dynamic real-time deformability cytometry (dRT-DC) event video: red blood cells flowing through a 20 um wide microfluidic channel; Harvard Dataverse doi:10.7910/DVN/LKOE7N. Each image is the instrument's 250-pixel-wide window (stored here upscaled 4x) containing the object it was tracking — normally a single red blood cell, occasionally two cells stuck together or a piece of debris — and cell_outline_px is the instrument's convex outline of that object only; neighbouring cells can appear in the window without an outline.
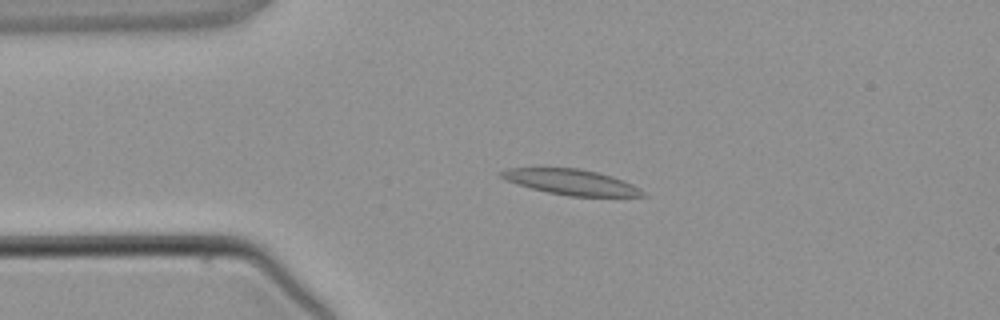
{"species": "common noctule bat (a hibernating species)", "species_latin": "Nyctalus noctula", "temperature_condition": "warm", "stored_images_in_passage": 3, "camera_frame_rate_fps": 3000, "um_per_image_px": 0.085, "animal": {"sex": "male", "body_mass_g": 21.5, "forearm_length_mm": 52.0}, "frame": {"image": 1, "passage_image": 2, "time_ms": 1.333, "image_size_px": [1000, 320], "cell_outline_px": [[648, 196], [568, 196], [548, 192], [516, 184], [504, 180], [496, 176], [500, 172], [508, 168], [580, 168], [612, 176], [624, 180], [640, 188]], "centroid_in_image_um": [48.52, 15.47], "position_along_channel_um": 36.5, "area_um2": 21.04}}
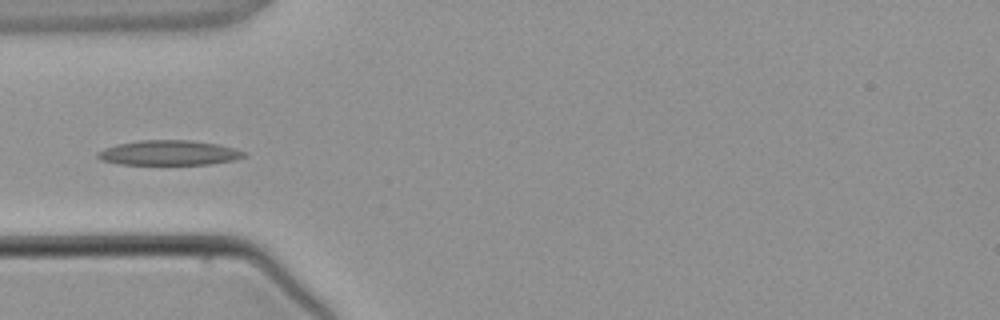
{"frame": {"image": 2, "passage_image": 3, "time_ms": 2.667, "image_size_px": [1000, 320], "cell_outline_px": [[248, 156], [236, 160], [208, 164], [120, 164], [100, 160], [96, 156], [96, 152], [104, 148], [116, 144], [140, 140], [192, 140], [216, 144], [248, 152]], "centroid_in_image_um": [14.36, 12.99], "position_along_channel_um": 70.6, "area_um2": 21.33}}